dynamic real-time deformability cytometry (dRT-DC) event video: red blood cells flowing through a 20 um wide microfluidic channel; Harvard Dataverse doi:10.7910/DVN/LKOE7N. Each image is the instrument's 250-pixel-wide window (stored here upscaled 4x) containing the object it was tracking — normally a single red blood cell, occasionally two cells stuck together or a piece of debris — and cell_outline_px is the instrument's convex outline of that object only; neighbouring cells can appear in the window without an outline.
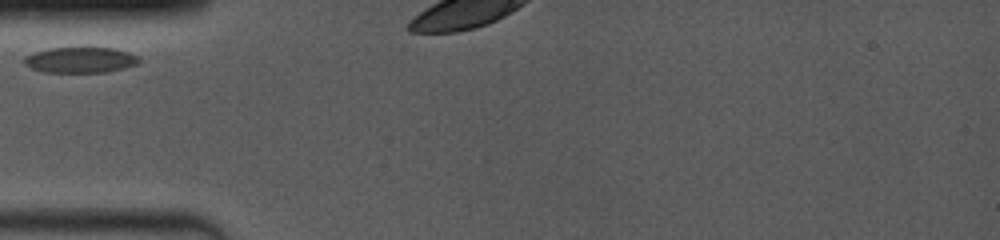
{"species": "common noctule bat (a hibernating species)", "species_latin": "Nyctalus noctula", "temperature_condition": "room temperature", "stored_images_in_passage": 9, "camera_frame_rate_fps": 4000, "um_per_image_px": 0.085, "animal": {"sex": "female", "body_mass_g": 19.0, "forearm_length_mm": 53.3}, "frame": {"image": 1, "passage_image": 1, "time_ms": 0.0, "image_size_px": [1000, 240], "cell_outline_px": [[140, 64], [124, 68], [104, 72], [44, 72], [32, 68], [24, 64], [24, 56], [48, 48], [112, 48], [128, 52], [136, 56], [140, 60]], "centroid_in_image_um": [6.83, 5.1], "position_along_channel_um": 78.2, "area_um2": 17.05}}